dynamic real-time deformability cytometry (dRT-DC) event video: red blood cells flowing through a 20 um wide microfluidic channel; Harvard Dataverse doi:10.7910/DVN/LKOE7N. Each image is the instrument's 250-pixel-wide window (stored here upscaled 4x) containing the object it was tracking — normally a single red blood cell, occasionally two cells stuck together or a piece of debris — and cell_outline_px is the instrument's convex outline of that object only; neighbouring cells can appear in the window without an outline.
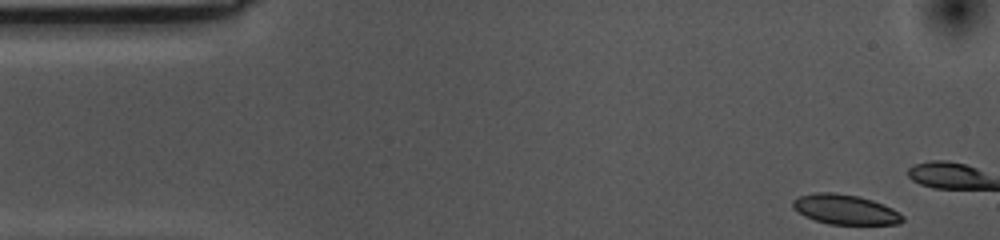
{"species": "common noctule bat (a hibernating species)", "species_latin": "Nyctalus noctula", "temperature_condition": "cold", "stored_images_in_passage": 12, "camera_frame_rate_fps": 3000, "um_per_image_px": 0.085, "animal": {"sex": "female", "body_mass_g": 10.0, "forearm_length_mm": 53.1}, "frame": {"image": 1, "passage_image": 1, "time_ms": 0.0, "image_size_px": [1000, 240], "cell_outline_px": [[904, 220], [900, 224], [828, 224], [804, 216], [792, 208], [792, 200], [800, 196], [816, 192], [836, 192], [856, 196], [872, 200], [884, 204], [900, 212], [904, 216]], "centroid_in_image_um": [71.85, 17.8], "position_along_channel_um": 13.2, "area_um2": 19.19}}